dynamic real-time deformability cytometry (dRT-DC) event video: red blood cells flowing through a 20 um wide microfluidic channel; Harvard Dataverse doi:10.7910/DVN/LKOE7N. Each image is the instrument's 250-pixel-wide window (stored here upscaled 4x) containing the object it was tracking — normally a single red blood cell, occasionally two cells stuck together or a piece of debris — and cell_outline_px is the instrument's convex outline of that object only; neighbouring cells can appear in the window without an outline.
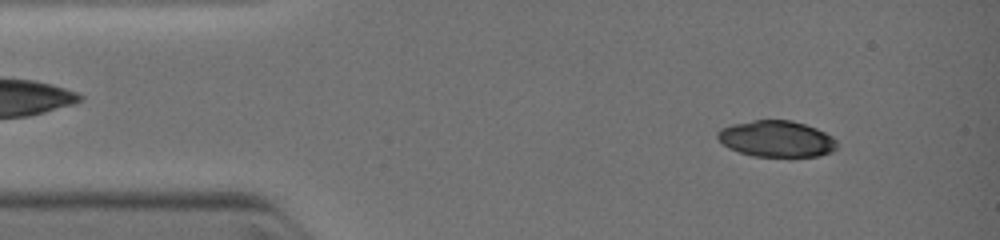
{"species": "common noctule bat (a hibernating species)", "species_latin": "Nyctalus noctula", "temperature_condition": "warm", "stored_images_in_passage": 4, "camera_frame_rate_fps": 3000, "um_per_image_px": 0.085, "animal": {"sex": "female", "body_mass_g": 19.0, "forearm_length_mm": 51.5}, "frame": {"image": 1, "passage_image": 1, "time_ms": 0.0, "image_size_px": [1000, 240], "cell_outline_px": [[836, 148], [832, 152], [820, 156], [752, 156], [728, 148], [716, 136], [716, 132], [720, 128], [732, 124], [756, 120], [792, 120], [816, 128], [832, 136], [836, 140]], "centroid_in_image_um": [66.0, 11.8], "position_along_channel_um": 19.0, "area_um2": 25.2}}
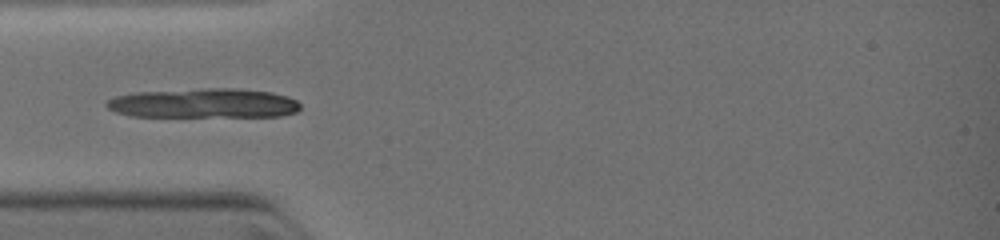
{"frame": {"image": 2, "passage_image": 4, "time_ms": 2.333, "image_size_px": [1000, 240], "cell_outline_px": [[300, 108], [296, 112], [280, 116], [132, 116], [116, 112], [108, 108], [104, 104], [108, 100], [116, 96], [136, 92], [204, 88], [232, 88], [272, 92], [288, 96], [296, 100], [300, 104]], "centroid_in_image_um": [17.33, 8.77], "position_along_channel_um": 67.7, "area_um2": 33.29}}